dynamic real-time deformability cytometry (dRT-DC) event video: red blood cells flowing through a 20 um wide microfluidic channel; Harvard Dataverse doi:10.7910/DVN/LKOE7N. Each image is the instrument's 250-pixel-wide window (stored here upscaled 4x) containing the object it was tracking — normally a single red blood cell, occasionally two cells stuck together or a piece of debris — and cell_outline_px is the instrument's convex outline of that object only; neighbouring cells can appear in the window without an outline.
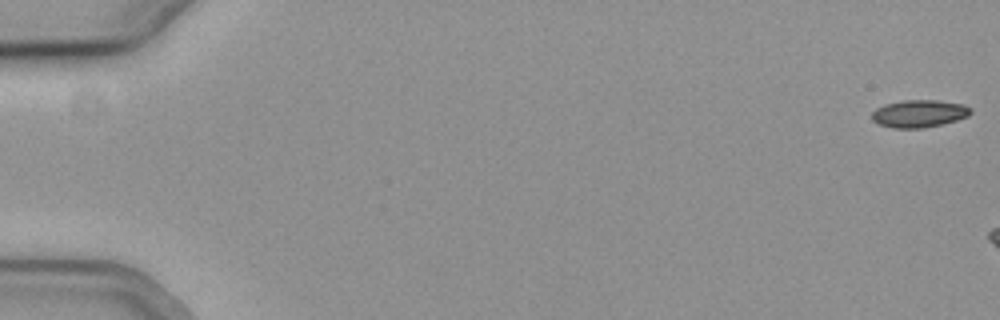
{"species": "common noctule bat (a hibernating species)", "species_latin": "Nyctalus noctula", "temperature_condition": "cold", "stored_images_in_passage": 7, "camera_frame_rate_fps": 3000, "um_per_image_px": 0.085, "animal": {"sex": "female", "body_mass_g": 19.3, "forearm_length_mm": 54.1}, "frame": {"image": 1, "passage_image": 1, "time_ms": 0.0, "image_size_px": [1000, 320], "cell_outline_px": [[972, 112], [968, 116], [956, 120], [924, 128], [892, 128], [880, 124], [872, 120], [872, 112], [876, 108], [888, 104], [904, 100], [936, 100], [964, 104], [972, 108]], "centroid_in_image_um": [78.15, 9.65], "position_along_channel_um": 6.9, "area_um2": 15.72}}